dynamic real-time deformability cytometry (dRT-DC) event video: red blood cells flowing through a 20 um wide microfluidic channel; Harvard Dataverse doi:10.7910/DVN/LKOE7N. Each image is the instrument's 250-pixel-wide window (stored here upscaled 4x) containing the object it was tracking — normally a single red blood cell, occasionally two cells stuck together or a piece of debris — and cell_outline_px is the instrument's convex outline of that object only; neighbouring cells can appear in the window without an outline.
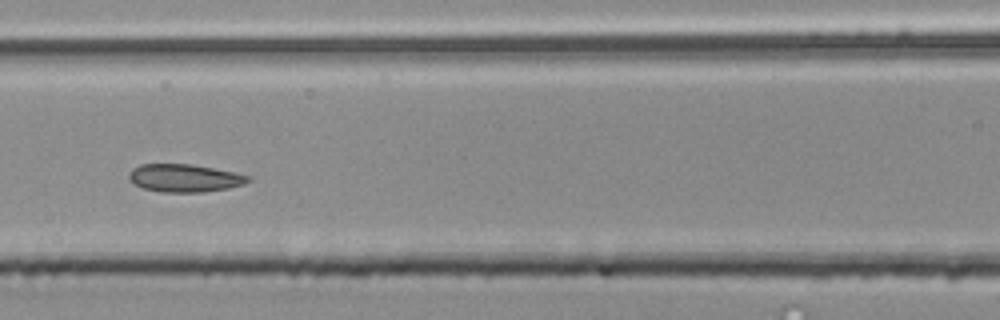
{"species": "common noctule bat (a hibernating species)", "species_latin": "Nyctalus noctula", "temperature_condition": "room temperature", "stored_images_in_passage": 51, "segment_of_instrument_passage": [2, 2], "camera_frame_rate_fps": 3000, "um_per_image_px": 0.085, "animal": {"sex": "male", "body_mass_g": 20.4}, "frame": {"image": 1, "passage_image": 21, "time_ms": 6.667, "image_size_px": [1000, 320], "cell_outline_px": [[252, 180], [244, 184], [228, 188], [204, 192], [160, 192], [144, 188], [136, 184], [128, 176], [128, 172], [132, 168], [140, 164], [192, 164], [232, 172], [248, 176]], "centroid_in_image_um": [15.67, 15.13], "position_along_channel_um": 150.9, "area_um2": 19.19}}
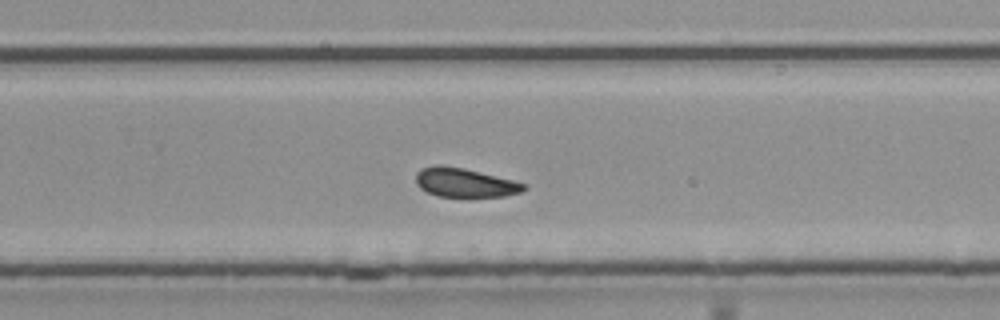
{"frame": {"image": 2, "passage_image": 32, "time_ms": 10.333, "image_size_px": [1000, 320], "cell_outline_px": [[528, 188], [520, 192], [504, 196], [440, 196], [428, 192], [420, 188], [416, 184], [416, 172], [420, 168], [436, 164], [440, 164], [464, 168], [528, 184]], "centroid_in_image_um": [39.49, 15.5], "position_along_channel_um": 290.3, "area_um2": 18.21}}
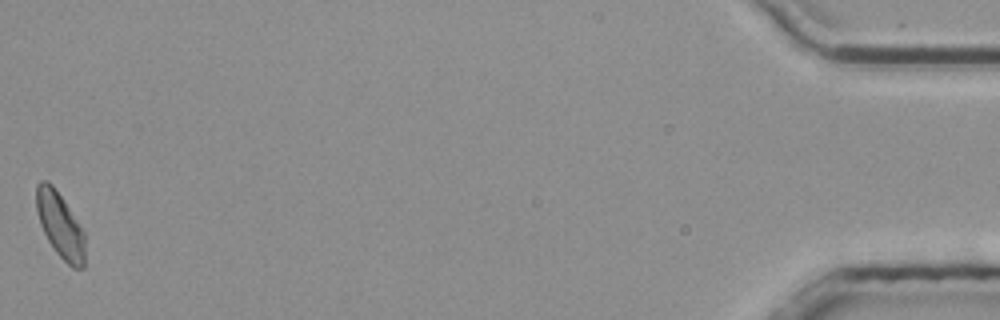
{"frame": {"image": 3, "passage_image": 51, "time_ms": 16.667, "image_size_px": [1000, 320], "cell_outline_px": [[84, 268], [72, 268], [56, 252], [48, 240], [40, 224], [36, 208], [36, 184], [40, 180], [48, 180], [52, 184], [64, 200], [84, 228]], "centroid_in_image_um": [5.12, 19.1], "position_along_channel_um": 430.1, "area_um2": 18.67}}